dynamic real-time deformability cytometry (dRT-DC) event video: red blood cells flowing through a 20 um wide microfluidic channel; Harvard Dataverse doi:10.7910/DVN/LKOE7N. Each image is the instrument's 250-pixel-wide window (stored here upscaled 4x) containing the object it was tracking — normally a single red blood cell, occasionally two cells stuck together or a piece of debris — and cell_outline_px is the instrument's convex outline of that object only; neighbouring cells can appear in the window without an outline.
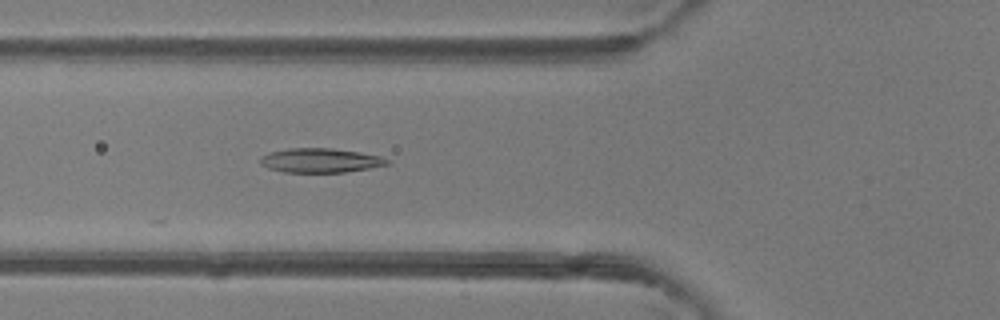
{"species": "common noctule bat (a hibernating species)", "species_latin": "Nyctalus noctula", "temperature_condition": "room temperature", "stored_images_in_passage": 28, "camera_frame_rate_fps": 3000, "um_per_image_px": 0.085, "animal": {"sex": "female"}, "frame": {"image": 1, "passage_image": 10, "time_ms": 3.0, "image_size_px": [1000, 320], "cell_outline_px": [[392, 164], [344, 172], [284, 172], [268, 168], [260, 164], [260, 156], [268, 152], [288, 148], [332, 148], [360, 152], [380, 156], [388, 160]], "centroid_in_image_um": [27.2, 13.63], "position_along_channel_um": 98.6, "area_um2": 18.03}}
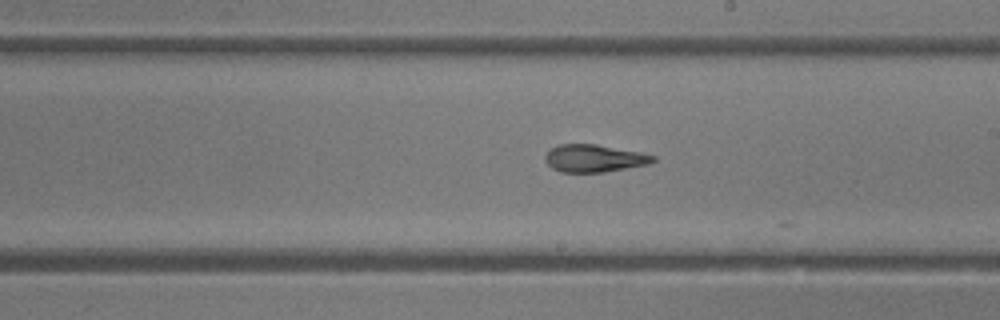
{"frame": {"image": 2, "passage_image": 20, "time_ms": 6.333, "image_size_px": [1000, 320], "cell_outline_px": [[656, 160], [648, 164], [604, 172], [560, 172], [552, 168], [544, 160], [544, 156], [548, 148], [556, 144], [596, 144], [640, 152], [656, 156]], "centroid_in_image_um": [50.45, 13.44], "position_along_channel_um": 238.6, "area_um2": 17.46}}
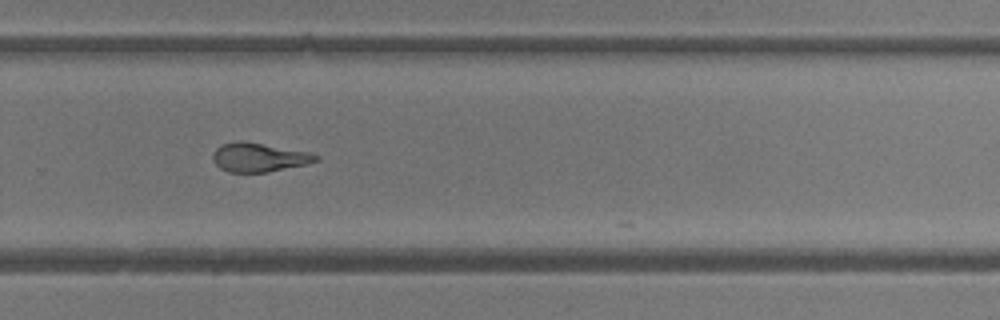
{"frame": {"image": 3, "passage_image": 25, "time_ms": 8.0, "image_size_px": [1000, 320], "cell_outline_px": [[320, 160], [308, 164], [268, 172], [228, 172], [220, 168], [212, 160], [212, 152], [220, 144], [236, 140], [244, 140], [308, 152], [320, 156]], "centroid_in_image_um": [21.99, 13.36], "position_along_channel_um": 307.8, "area_um2": 17.69}}